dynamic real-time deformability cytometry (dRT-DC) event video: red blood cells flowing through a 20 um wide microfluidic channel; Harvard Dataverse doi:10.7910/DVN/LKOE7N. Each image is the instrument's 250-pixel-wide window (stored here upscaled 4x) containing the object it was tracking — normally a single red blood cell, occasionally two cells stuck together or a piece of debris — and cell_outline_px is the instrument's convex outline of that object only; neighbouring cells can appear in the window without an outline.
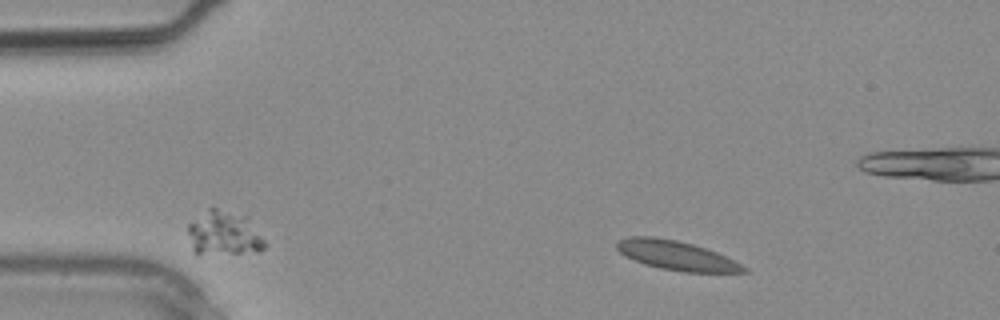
{"species": "common noctule bat (a hibernating species)", "species_latin": "Nyctalus noctula", "temperature_condition": "warm", "stored_images_in_passage": 3, "camera_frame_rate_fps": 3000, "um_per_image_px": 0.085, "animal": {"sex": "male", "body_mass_g": 20.4}, "frame": {"image": 1, "passage_image": 1, "time_ms": 0.0, "image_size_px": [1000, 320], "cell_outline_px": [[748, 272], [684, 272], [660, 268], [644, 264], [620, 252], [616, 248], [616, 240], [628, 236], [652, 236], [676, 240], [692, 244], [716, 252], [748, 268]], "centroid_in_image_um": [57.45, 21.7], "position_along_channel_um": 27.5, "area_um2": 21.39}}